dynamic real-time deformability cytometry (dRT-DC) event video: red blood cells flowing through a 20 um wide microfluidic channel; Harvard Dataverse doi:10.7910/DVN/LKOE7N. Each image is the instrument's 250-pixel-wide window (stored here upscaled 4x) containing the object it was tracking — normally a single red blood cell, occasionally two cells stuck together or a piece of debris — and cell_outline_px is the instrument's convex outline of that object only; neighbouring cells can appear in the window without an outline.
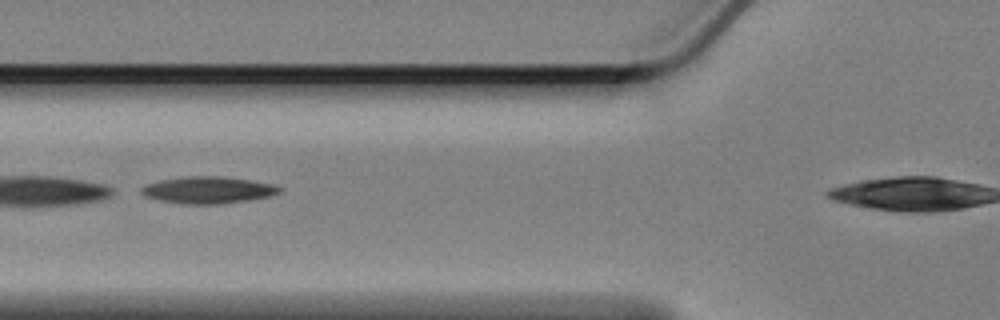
{"species": "Egyptian fruit bat (a non-hibernating species)", "species_latin": "Rousettus aegyptiacus", "temperature_condition": "cold", "stored_images_in_passage": 43, "camera_frame_rate_fps": 3000, "um_per_image_px": 0.085, "animal": {"sex": "female"}, "frame": {"image": 1, "passage_image": 13, "time_ms": 4.0, "image_size_px": [1000, 320], "cell_outline_px": [[280, 192], [268, 196], [248, 200], [220, 204], [180, 204], [160, 200], [144, 196], [140, 192], [140, 188], [148, 184], [160, 180], [180, 176], [224, 176], [252, 180], [272, 184], [280, 188]], "centroid_in_image_um": [17.64, 16.14], "position_along_channel_um": 108.2, "area_um2": 21.68}, "authors_computed_cell_mechanics": {"area_um2": 21.4438, "velocity_mm_per_s": 3.3769, "shape_relaxation_time_tau1_ms": 4.3252, "shape_relaxation_time_tau2_ms": null, "deformation_change_tau1": 0.1443, "deformation_change_tau2": null}}